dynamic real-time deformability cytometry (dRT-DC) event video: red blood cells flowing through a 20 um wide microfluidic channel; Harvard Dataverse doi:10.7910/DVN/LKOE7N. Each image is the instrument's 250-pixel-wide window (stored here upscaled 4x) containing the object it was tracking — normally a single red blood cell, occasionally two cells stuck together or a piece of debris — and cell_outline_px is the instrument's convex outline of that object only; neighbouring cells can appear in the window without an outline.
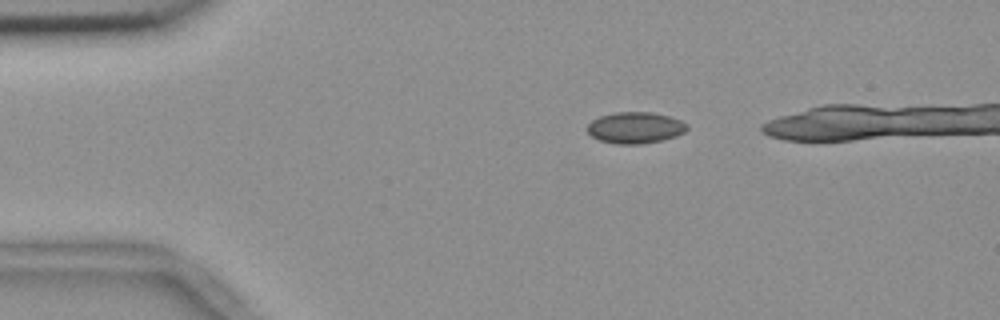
{"species": "common noctule bat (a hibernating species)", "species_latin": "Nyctalus noctula", "temperature_condition": "room temperature", "stored_images_in_passage": 6, "camera_frame_rate_fps": 3000, "um_per_image_px": 0.085, "animal": {"sex": "female", "body_mass_g": 18.4}, "frame": {"image": 1, "passage_image": 2, "time_ms": 0.333, "image_size_px": [1000, 320], "cell_outline_px": [[688, 128], [684, 132], [676, 136], [660, 140], [640, 144], [616, 144], [600, 140], [592, 136], [588, 132], [588, 124], [592, 120], [600, 116], [616, 112], [652, 112], [668, 116], [680, 120], [688, 124]], "centroid_in_image_um": [54.0, 10.85], "position_along_channel_um": 31.0, "area_um2": 18.09}}